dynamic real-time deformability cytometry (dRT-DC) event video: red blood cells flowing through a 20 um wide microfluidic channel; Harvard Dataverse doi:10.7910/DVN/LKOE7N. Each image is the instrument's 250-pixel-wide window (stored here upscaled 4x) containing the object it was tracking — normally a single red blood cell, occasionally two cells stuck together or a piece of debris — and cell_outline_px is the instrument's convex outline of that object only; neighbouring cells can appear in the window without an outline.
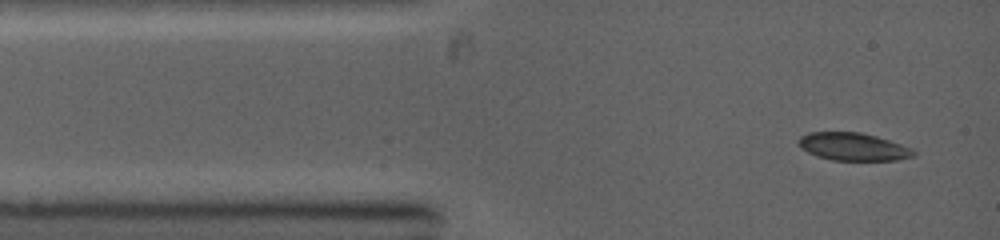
{"species": "common noctule bat (a hibernating species)", "species_latin": "Nyctalus noctula", "temperature_condition": "warm", "stored_images_in_passage": 4, "camera_frame_rate_fps": 5000, "um_per_image_px": 0.085, "animal": {"sex": "female", "body_mass_g": 19.0, "forearm_length_mm": 53.3}, "frame": {"image": 1, "passage_image": 1, "time_ms": 0.0, "image_size_px": [1000, 240], "cell_outline_px": [[916, 156], [896, 160], [832, 160], [816, 156], [800, 148], [796, 140], [800, 136], [808, 132], [860, 132], [876, 136], [912, 148], [916, 152]], "centroid_in_image_um": [72.49, 12.47], "position_along_channel_um": 12.5, "area_um2": 18.73}}
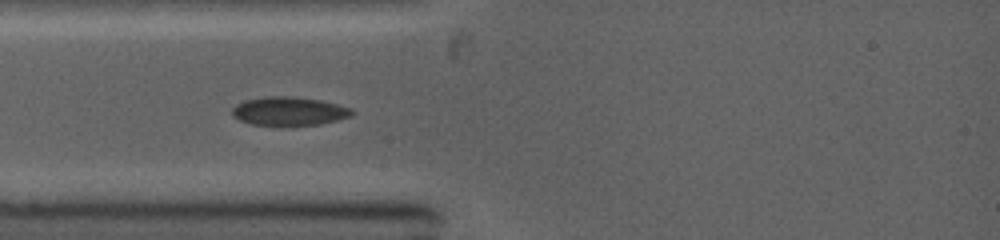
{"frame": {"image": 2, "passage_image": 3, "time_ms": 2.0, "image_size_px": [1000, 240], "cell_outline_px": [[356, 112], [352, 116], [320, 124], [252, 124], [240, 120], [232, 116], [232, 108], [236, 104], [244, 100], [264, 96], [296, 96], [320, 100], [352, 108]], "centroid_in_image_um": [24.58, 9.42], "position_along_channel_um": 60.4, "area_um2": 19.83}}